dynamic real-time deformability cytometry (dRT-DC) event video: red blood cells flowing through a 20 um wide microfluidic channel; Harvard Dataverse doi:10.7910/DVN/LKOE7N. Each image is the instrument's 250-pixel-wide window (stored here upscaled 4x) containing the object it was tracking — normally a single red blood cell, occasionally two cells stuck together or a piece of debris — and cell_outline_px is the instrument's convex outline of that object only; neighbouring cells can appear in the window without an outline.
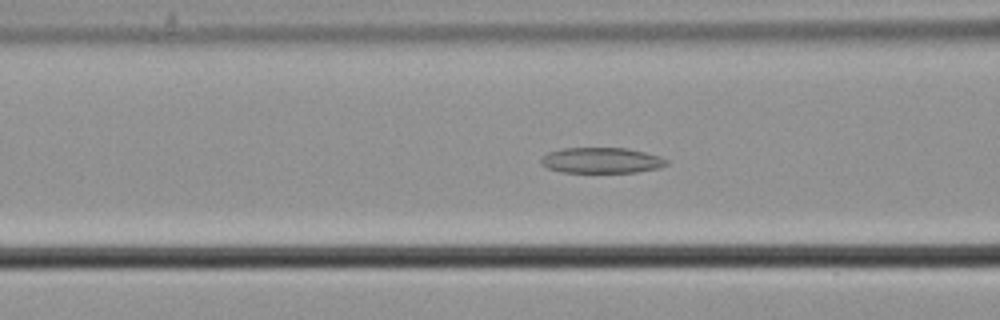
{"species": "common noctule bat (a hibernating species)", "species_latin": "Nyctalus noctula", "temperature_condition": "cold", "stored_images_in_passage": 57, "camera_frame_rate_fps": 3000, "um_per_image_px": 0.085, "animal": {"sex": "male", "body_mass_g": 21.5, "forearm_length_mm": 52.0}, "frame": {"image": 1, "passage_image": 23, "time_ms": 7.333, "image_size_px": [1000, 320], "cell_outline_px": [[668, 164], [660, 168], [636, 172], [560, 172], [548, 168], [540, 164], [540, 160], [548, 152], [564, 148], [628, 148], [660, 156], [668, 160]], "centroid_in_image_um": [51.14, 13.63], "position_along_channel_um": 115.5, "area_um2": 18.79}}
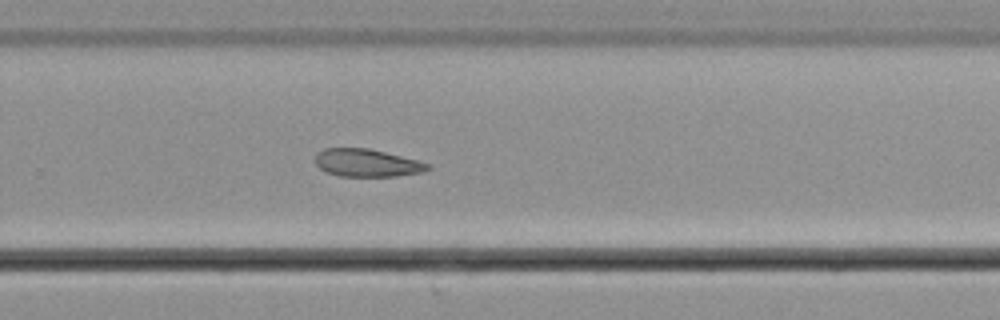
{"frame": {"image": 2, "passage_image": 38, "time_ms": 12.333, "image_size_px": [1000, 320], "cell_outline_px": [[432, 168], [424, 172], [396, 176], [340, 176], [328, 172], [320, 168], [316, 164], [316, 156], [324, 148], [368, 148], [432, 164]], "centroid_in_image_um": [31.24, 13.85], "position_along_channel_um": 298.6, "area_um2": 17.98}}
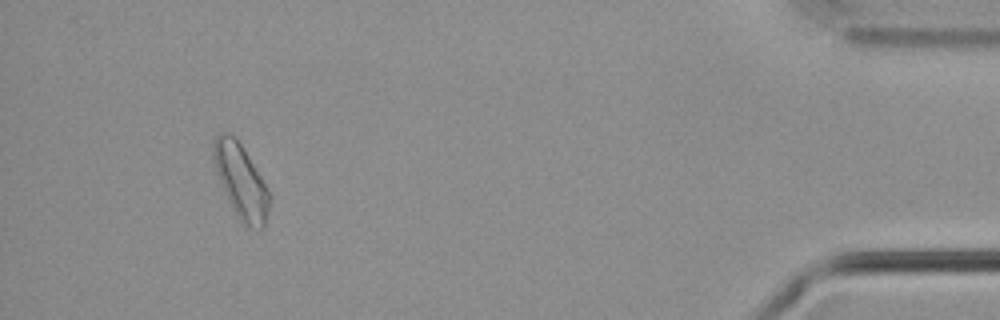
{"frame": {"image": 3, "passage_image": 53, "time_ms": 17.333, "image_size_px": [1000, 320], "cell_outline_px": [[268, 212], [264, 228], [248, 228], [240, 220], [232, 208], [228, 200], [216, 172], [212, 156], [212, 140], [216, 136], [224, 132], [228, 132], [244, 148], [268, 188]], "centroid_in_image_um": [20.45, 15.39], "position_along_channel_um": 414.7, "area_um2": 23.93}}